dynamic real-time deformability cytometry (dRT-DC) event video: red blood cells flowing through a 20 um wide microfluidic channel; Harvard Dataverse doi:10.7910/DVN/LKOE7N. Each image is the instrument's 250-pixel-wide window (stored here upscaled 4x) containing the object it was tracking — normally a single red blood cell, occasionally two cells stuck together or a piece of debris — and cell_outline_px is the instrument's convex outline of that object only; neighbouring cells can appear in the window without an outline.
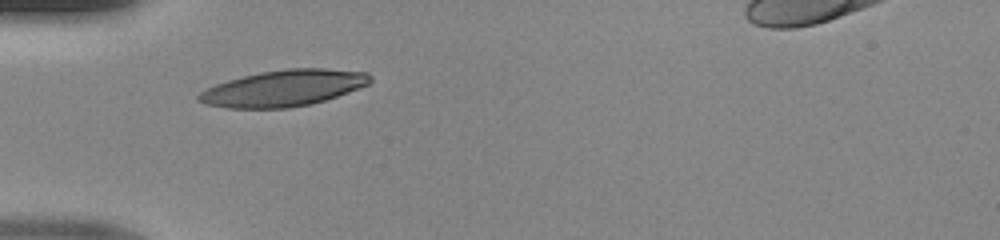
{"species": "human", "species_latin": "Homo sapiens", "temperature_condition": "room temperature", "stored_images_in_passage": 34, "camera_frame_rate_fps": 3000, "um_per_image_px": 0.085, "donor": {"sex": "male"}, "frame": {"image": 1, "passage_image": 1, "time_ms": 0.0, "image_size_px": [1000, 240], "cell_outline_px": [[372, 80], [368, 84], [348, 92], [312, 104], [288, 108], [224, 108], [204, 104], [196, 100], [196, 96], [200, 92], [216, 84], [228, 80], [260, 72], [288, 68], [324, 68], [368, 72], [372, 76]], "centroid_in_image_um": [24.09, 7.49], "position_along_channel_um": 60.9, "area_um2": 36.3}}
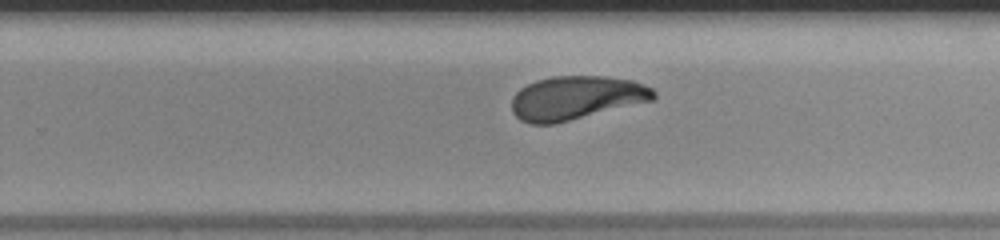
{"frame": {"image": 2, "passage_image": 17, "time_ms": 5.333, "image_size_px": [1000, 240], "cell_outline_px": [[656, 96], [652, 100], [556, 124], [532, 124], [520, 120], [512, 112], [512, 96], [520, 88], [536, 80], [552, 76], [604, 76], [632, 80], [644, 84], [652, 88], [656, 92]], "centroid_in_image_um": [48.95, 8.32], "position_along_channel_um": 280.8, "area_um2": 36.24}}
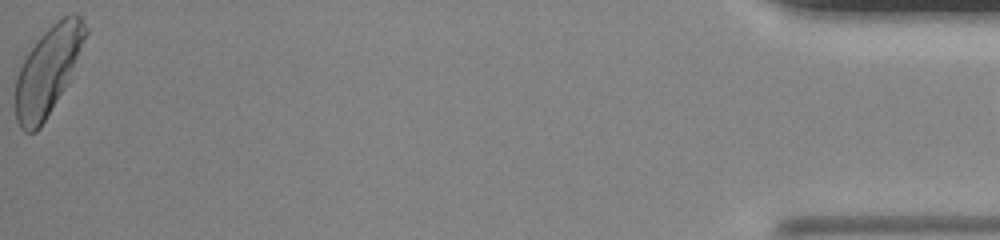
{"frame": {"image": 3, "passage_image": 34, "time_ms": 11.0, "image_size_px": [1000, 240], "cell_outline_px": [[88, 32], [68, 84], [40, 128], [36, 132], [24, 132], [20, 128], [16, 120], [12, 76], [36, 40], [56, 20], [72, 12], [76, 12], [80, 16], [88, 28]], "centroid_in_image_um": [4.02, 6.02], "position_along_channel_um": 431.2, "area_um2": 36.93}}